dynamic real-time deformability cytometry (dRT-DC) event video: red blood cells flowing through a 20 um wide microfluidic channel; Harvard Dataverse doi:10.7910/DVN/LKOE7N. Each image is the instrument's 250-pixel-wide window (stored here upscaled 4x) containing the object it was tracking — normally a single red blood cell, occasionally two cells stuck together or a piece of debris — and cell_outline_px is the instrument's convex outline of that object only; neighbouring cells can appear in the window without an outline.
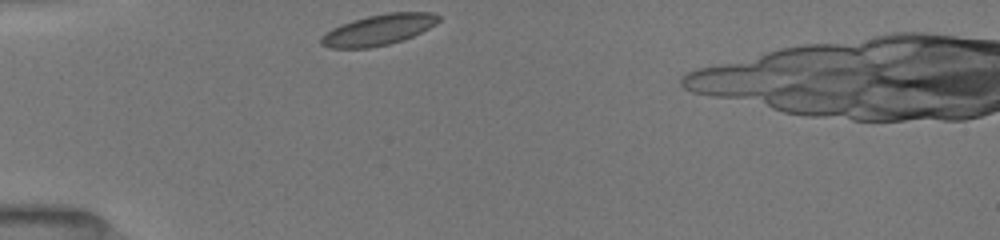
{"species": "common noctule bat (a hibernating species)", "species_latin": "Nyctalus noctula", "temperature_condition": "room temperature", "stored_images_in_passage": 5, "camera_frame_rate_fps": 3000, "um_per_image_px": 0.085, "animal": {"sex": "female", "body_mass_g": 19.5, "forearm_length_mm": 54.1}, "frame": {"image": 1, "passage_image": 1, "time_ms": 0.0, "image_size_px": [1000, 240], "cell_outline_px": [[440, 20], [436, 24], [412, 36], [388, 44], [368, 48], [328, 48], [320, 44], [320, 36], [324, 32], [340, 24], [352, 20], [368, 16], [388, 12], [432, 12], [440, 16]], "centroid_in_image_um": [32.13, 2.53], "position_along_channel_um": 52.9, "area_um2": 21.1}}
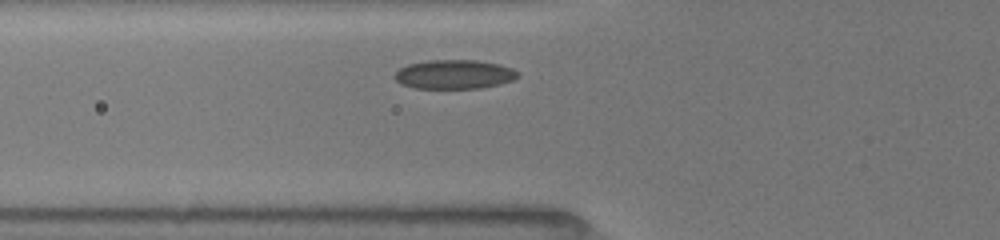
{"frame": {"image": 2, "passage_image": 3, "time_ms": 0.667, "image_size_px": [1000, 240], "cell_outline_px": [[520, 76], [512, 80], [500, 84], [480, 88], [416, 88], [400, 84], [392, 76], [400, 68], [408, 64], [428, 60], [476, 60], [500, 64], [512, 68], [520, 72]], "centroid_in_image_um": [38.62, 6.31], "position_along_channel_um": 87.2, "area_um2": 21.04}}
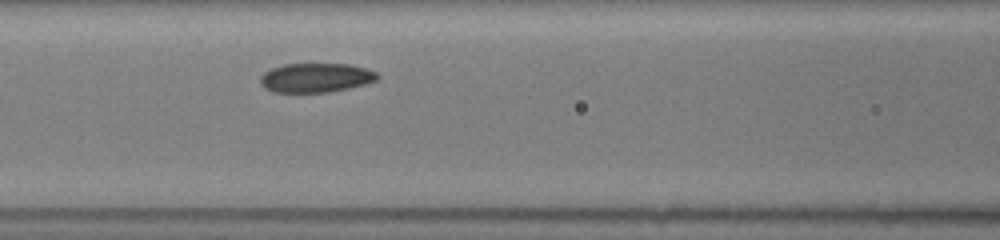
{"frame": {"image": 3, "passage_image": 5, "time_ms": 1.333, "image_size_px": [1000, 240], "cell_outline_px": [[380, 76], [376, 80], [364, 84], [348, 88], [328, 92], [272, 92], [264, 88], [260, 84], [260, 76], [264, 72], [272, 68], [284, 64], [348, 64], [368, 68], [376, 72]], "centroid_in_image_um": [26.83, 6.6], "position_along_channel_um": 139.8, "area_um2": 20.0}}